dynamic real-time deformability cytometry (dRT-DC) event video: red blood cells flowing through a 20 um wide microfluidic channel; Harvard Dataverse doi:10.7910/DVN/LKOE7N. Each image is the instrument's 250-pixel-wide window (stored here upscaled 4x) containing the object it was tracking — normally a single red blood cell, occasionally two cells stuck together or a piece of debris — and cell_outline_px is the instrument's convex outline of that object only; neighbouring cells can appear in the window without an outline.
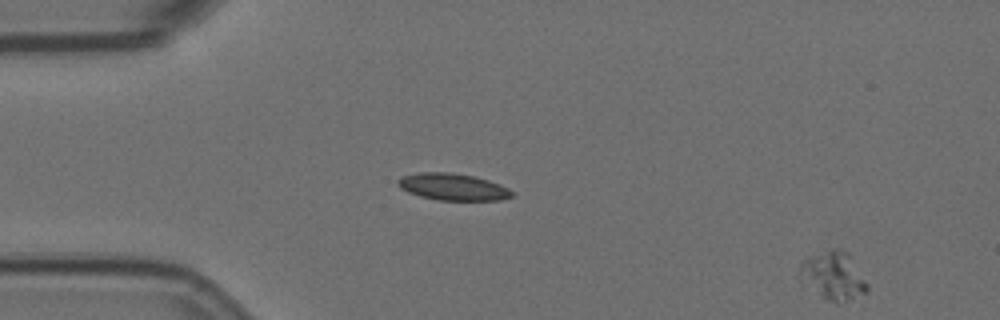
{"species": "Egyptian fruit bat (a non-hibernating species)", "species_latin": "Rousettus aegyptiacus", "temperature_condition": "room temperature", "stored_images_in_passage": 3, "segment_of_instrument_passage": [2, 2], "camera_frame_rate_fps": 3000, "um_per_image_px": 0.085, "animal": {"sex": "female"}, "frame": {"image": 1, "passage_image": 3, "time_ms": 0.667, "image_size_px": [1000, 320], "cell_outline_px": [[868, 288], [864, 292], [840, 304], [836, 304], [824, 300], [800, 284], [796, 272], [804, 256], [836, 248], [840, 248], [848, 252], [868, 284]], "centroid_in_image_um": [70.71, 23.45], "position_along_channel_um": 14.3, "area_um2": 19.83}}